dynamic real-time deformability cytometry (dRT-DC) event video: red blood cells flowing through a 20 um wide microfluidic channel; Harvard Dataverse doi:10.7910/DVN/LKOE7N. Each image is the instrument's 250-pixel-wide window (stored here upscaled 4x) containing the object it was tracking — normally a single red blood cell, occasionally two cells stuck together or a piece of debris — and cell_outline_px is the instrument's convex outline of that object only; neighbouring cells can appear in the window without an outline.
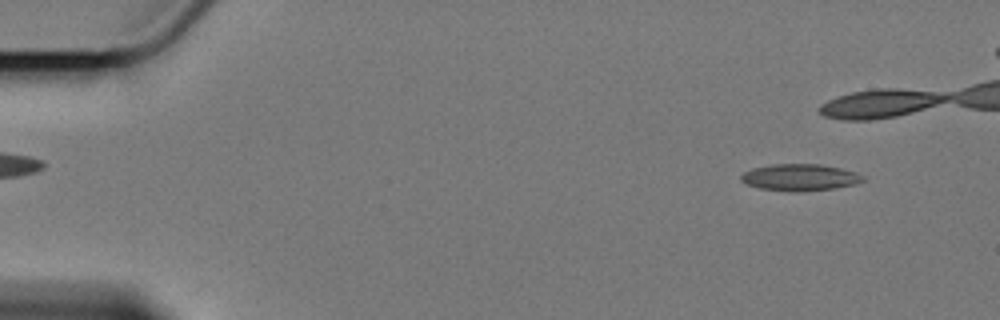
{"species": "Egyptian fruit bat (a non-hibernating species)", "species_latin": "Rousettus aegyptiacus", "temperature_condition": "cold", "stored_images_in_passage": 14, "camera_frame_rate_fps": 3000, "um_per_image_px": 0.085, "animal": {"sex": "female"}, "frame": {"image": 1, "passage_image": 5, "time_ms": 1.333, "image_size_px": [1000, 320], "cell_outline_px": [[864, 180], [852, 184], [832, 188], [804, 192], [760, 188], [748, 184], [740, 180], [740, 176], [744, 172], [752, 168], [772, 164], [820, 164], [840, 168], [856, 172], [864, 176]], "centroid_in_image_um": [67.97, 15.06], "position_along_channel_um": 17.0, "area_um2": 18.73}}